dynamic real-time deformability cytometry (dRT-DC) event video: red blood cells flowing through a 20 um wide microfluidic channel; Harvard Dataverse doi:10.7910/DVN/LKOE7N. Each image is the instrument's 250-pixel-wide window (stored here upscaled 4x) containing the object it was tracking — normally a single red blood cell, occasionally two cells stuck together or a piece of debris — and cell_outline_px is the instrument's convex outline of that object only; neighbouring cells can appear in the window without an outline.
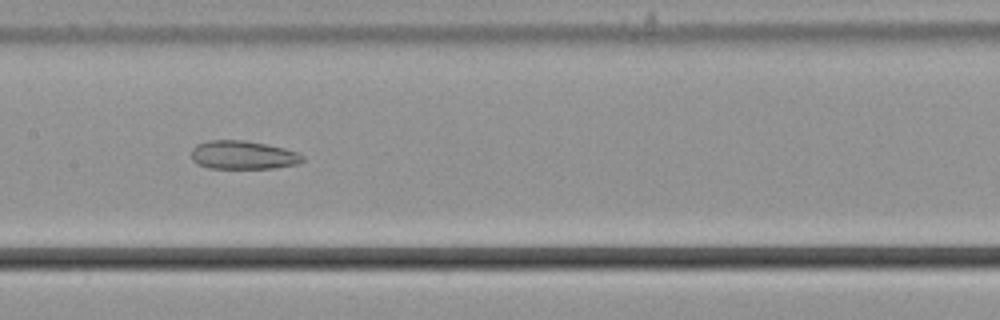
{"species": "common noctule bat (a hibernating species)", "species_latin": "Nyctalus noctula", "temperature_condition": "cold", "stored_images_in_passage": 43, "camera_frame_rate_fps": 3000, "um_per_image_px": 0.085, "animal": {"sex": "male", "body_mass_g": 21.5, "forearm_length_mm": 52.0}, "frame": {"image": 1, "passage_image": 18, "time_ms": 5.667, "image_size_px": [1000, 320], "cell_outline_px": [[304, 160], [300, 164], [276, 168], [208, 168], [196, 164], [192, 160], [192, 148], [196, 144], [208, 140], [244, 140], [284, 148], [296, 152], [304, 156]], "centroid_in_image_um": [20.65, 13.18], "position_along_channel_um": 186.8, "area_um2": 18.61}}
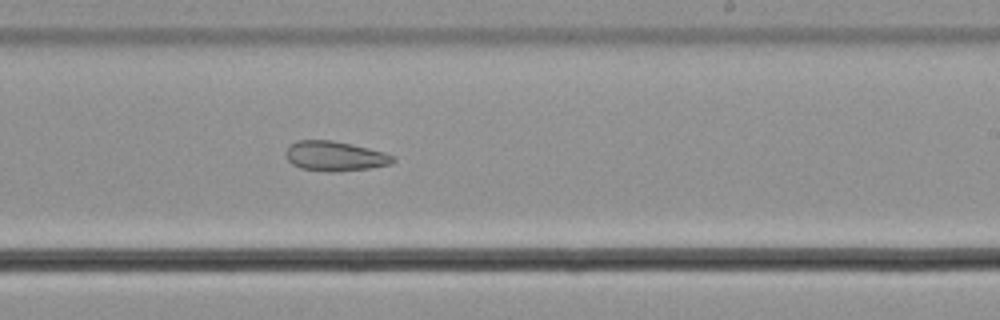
{"frame": {"image": 2, "passage_image": 24, "time_ms": 7.667, "image_size_px": [1000, 320], "cell_outline_px": [[396, 160], [392, 164], [368, 168], [336, 172], [332, 172], [300, 168], [292, 164], [284, 156], [284, 152], [296, 140], [332, 140], [352, 144], [384, 152], [396, 156]], "centroid_in_image_um": [28.48, 13.27], "position_along_channel_um": 260.5, "area_um2": 18.73}}
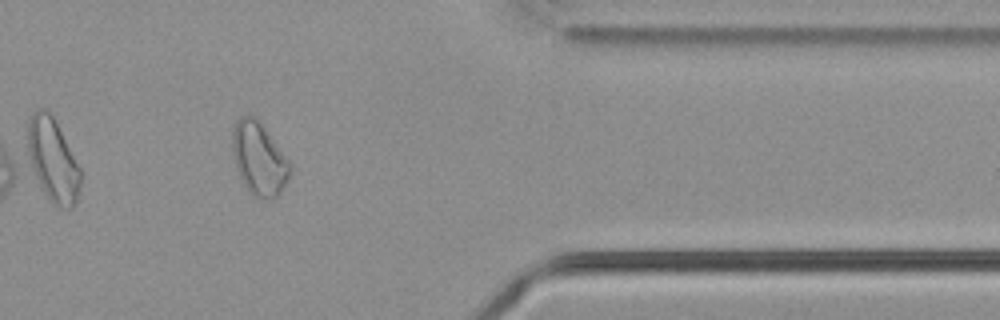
{"frame": {"image": 3, "passage_image": 36, "time_ms": 11.667, "image_size_px": [1000, 320], "cell_outline_px": [[292, 172], [284, 188], [272, 200], [264, 200], [252, 196], [248, 192], [240, 180], [236, 168], [232, 152], [232, 132], [236, 120], [240, 116], [256, 116], [288, 160], [292, 168]], "centroid_in_image_um": [22.0, 13.54], "position_along_channel_um": 389.4, "area_um2": 24.85}, "authors_computed_cell_mechanics": {"area_um2": 20.6346, "velocity_mm_per_s": 3.6995, "shape_relaxation_time_tau1_ms": null, "shape_relaxation_time_tau2_ms": 4.4587, "deformation_change_tau1": null, "deformation_change_tau2": 0.1088}}